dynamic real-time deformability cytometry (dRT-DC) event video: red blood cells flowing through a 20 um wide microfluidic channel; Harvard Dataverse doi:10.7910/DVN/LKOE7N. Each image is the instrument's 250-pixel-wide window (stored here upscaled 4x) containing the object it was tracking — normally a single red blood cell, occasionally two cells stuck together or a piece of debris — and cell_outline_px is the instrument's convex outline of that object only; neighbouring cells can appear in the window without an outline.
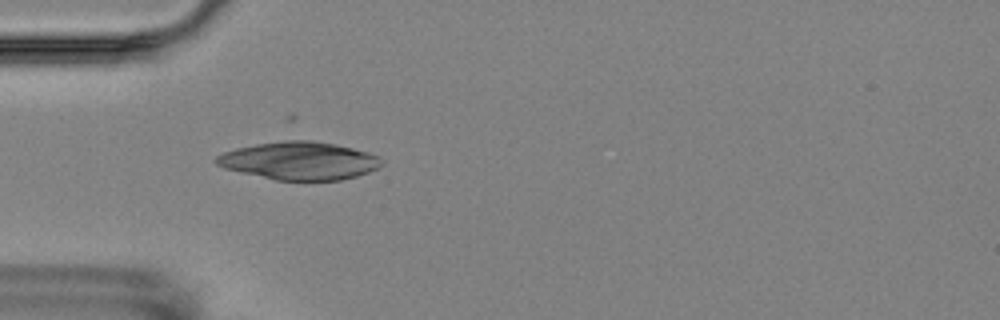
{"species": "Egyptian fruit bat (a non-hibernating species)", "species_latin": "Rousettus aegyptiacus", "temperature_condition": "room temperature", "stored_images_in_passage": 2, "camera_frame_rate_fps": 3000, "um_per_image_px": 0.085, "animal": {"sex": "female"}, "frame": {"image": 1, "passage_image": 1, "time_ms": 0.0, "image_size_px": [1000, 320], "cell_outline_px": [[384, 164], [368, 172], [356, 176], [340, 180], [276, 180], [240, 172], [224, 168], [216, 164], [212, 160], [216, 156], [224, 152], [236, 148], [256, 144], [288, 140], [312, 140], [336, 144], [368, 152], [380, 156], [384, 160]], "centroid_in_image_um": [25.45, 13.66], "position_along_channel_um": 59.5, "area_um2": 36.59}}